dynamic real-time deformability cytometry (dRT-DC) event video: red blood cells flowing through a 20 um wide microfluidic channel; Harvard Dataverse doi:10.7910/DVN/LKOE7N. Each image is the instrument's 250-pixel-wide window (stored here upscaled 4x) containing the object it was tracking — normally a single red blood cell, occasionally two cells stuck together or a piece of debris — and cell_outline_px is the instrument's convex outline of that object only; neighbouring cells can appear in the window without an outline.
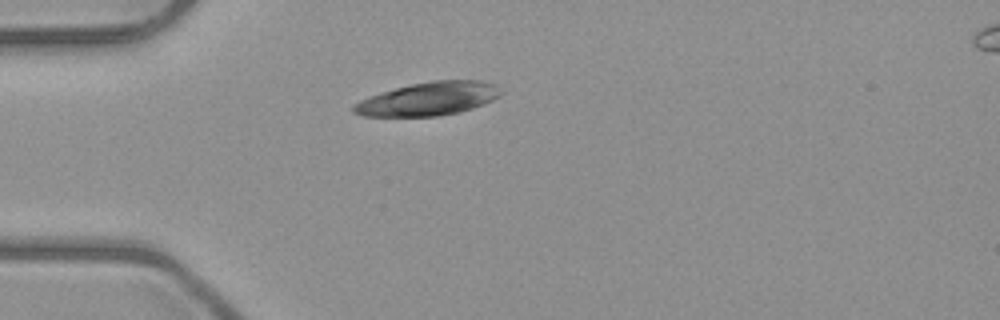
{"species": "common noctule bat (a hibernating species)", "species_latin": "Nyctalus noctula", "temperature_condition": "room temperature", "stored_images_in_passage": 2, "camera_frame_rate_fps": 3000, "um_per_image_px": 0.085, "animal": {"sex": "male", "body_mass_g": 23.1, "forearm_length_mm": 52.7}, "frame": {"image": 1, "passage_image": 1, "time_ms": 0.0, "image_size_px": [1000, 320], "cell_outline_px": [[504, 92], [500, 96], [484, 104], [472, 108], [456, 112], [436, 116], [360, 116], [352, 112], [352, 104], [368, 96], [380, 92], [412, 84], [432, 80], [480, 80], [496, 84]], "centroid_in_image_um": [36.41, 8.39], "position_along_channel_um": 48.6, "area_um2": 28.73}}